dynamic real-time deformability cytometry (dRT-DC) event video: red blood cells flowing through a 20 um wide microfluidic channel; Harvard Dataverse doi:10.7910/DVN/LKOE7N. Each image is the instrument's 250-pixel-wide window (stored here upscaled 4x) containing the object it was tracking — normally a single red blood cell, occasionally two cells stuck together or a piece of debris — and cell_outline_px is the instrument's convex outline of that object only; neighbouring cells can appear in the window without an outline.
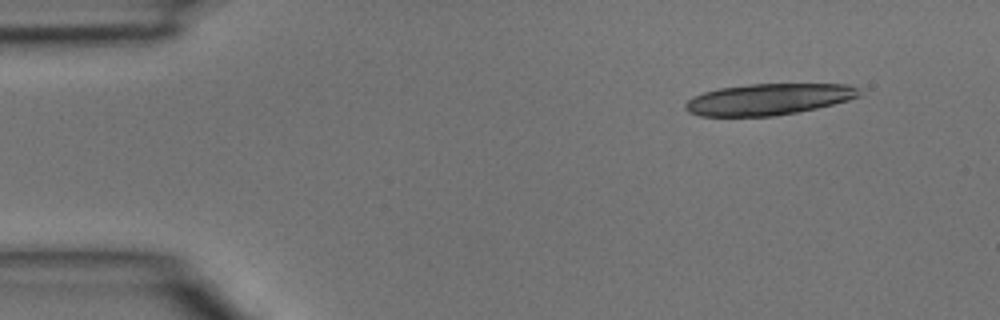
{"species": "common noctule bat (a hibernating species)", "species_latin": "Nyctalus noctula", "temperature_condition": "room temperature", "stored_images_in_passage": 5, "camera_frame_rate_fps": 3000, "um_per_image_px": 0.085, "animal": {"sex": "male", "body_mass_g": 15.6}, "frame": {"image": 1, "passage_image": 5, "time_ms": 1.333, "image_size_px": [1000, 320], "cell_outline_px": [[860, 96], [848, 100], [816, 108], [796, 112], [772, 116], [700, 116], [688, 112], [684, 108], [684, 104], [692, 96], [704, 92], [720, 88], [752, 84], [848, 84], [860, 88]], "centroid_in_image_um": [65.3, 8.44], "position_along_channel_um": 19.7, "area_um2": 31.67}}